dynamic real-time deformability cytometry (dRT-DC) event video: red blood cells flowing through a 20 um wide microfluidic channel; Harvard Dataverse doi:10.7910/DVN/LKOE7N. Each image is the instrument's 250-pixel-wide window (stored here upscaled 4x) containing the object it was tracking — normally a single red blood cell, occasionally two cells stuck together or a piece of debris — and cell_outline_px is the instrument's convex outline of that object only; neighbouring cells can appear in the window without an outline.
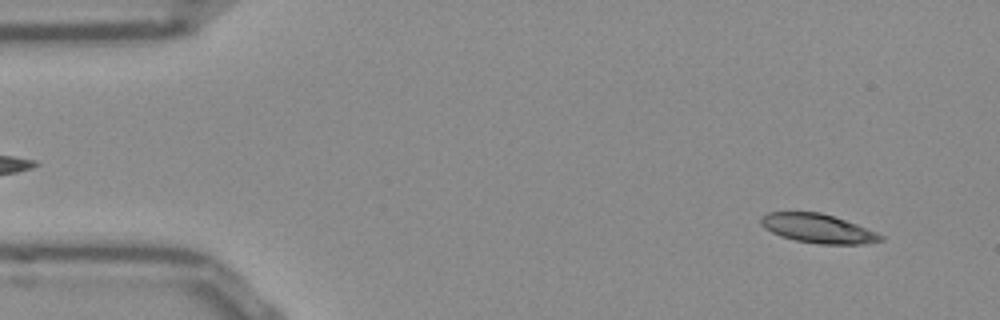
{"species": "Egyptian fruit bat (a non-hibernating species)", "species_latin": "Rousettus aegyptiacus", "temperature_condition": "room temperature", "stored_images_in_passage": 51, "camera_frame_rate_fps": 3000, "um_per_image_px": 0.085, "frame": {"image": 1, "passage_image": 3, "time_ms": 0.667, "image_size_px": [1000, 320], "cell_outline_px": [[884, 240], [860, 244], [820, 244], [796, 240], [780, 236], [764, 228], [760, 224], [760, 216], [768, 212], [820, 212], [856, 224], [876, 232], [884, 236]], "centroid_in_image_um": [69.48, 19.42], "position_along_channel_um": 15.5, "area_um2": 20.11}}
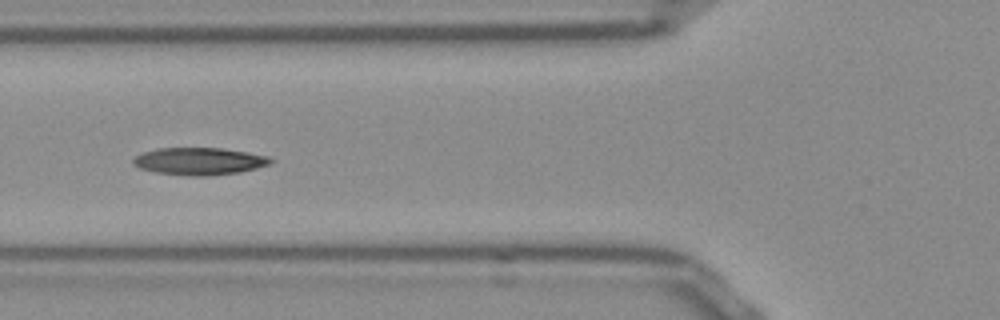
{"frame": {"image": 2, "passage_image": 18, "time_ms": 5.667, "image_size_px": [1000, 320], "cell_outline_px": [[272, 164], [240, 172], [208, 176], [192, 176], [156, 172], [140, 168], [132, 164], [132, 160], [136, 156], [144, 152], [160, 148], [220, 148], [248, 152], [268, 156], [272, 160]], "centroid_in_image_um": [16.96, 13.71], "position_along_channel_um": 108.8, "area_um2": 21.79}}
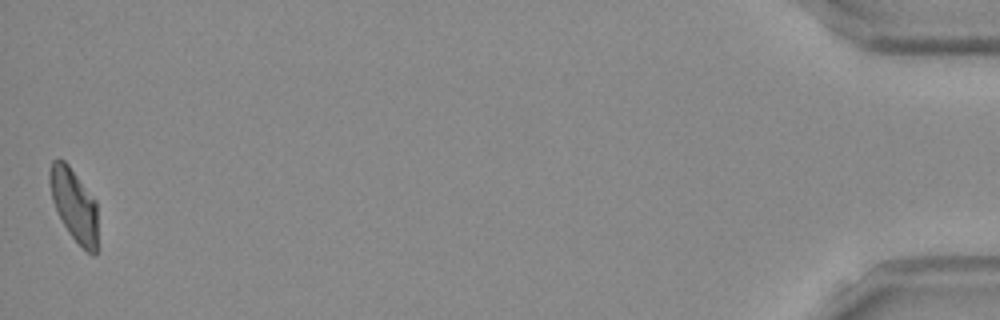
{"frame": {"image": 3, "passage_image": 51, "time_ms": 16.667, "image_size_px": [1000, 320], "cell_outline_px": [[96, 256], [92, 256], [68, 232], [52, 200], [48, 180], [48, 172], [52, 160], [64, 160], [68, 164], [96, 200]], "centroid_in_image_um": [6.28, 17.37], "position_along_channel_um": 428.9, "area_um2": 20.0}, "authors_computed_cell_mechanics": {"area_um2": 21.2126, "velocity_mm_per_s": 3.8119, "shape_relaxation_time_tau1_ms": 4.1938, "shape_relaxation_time_tau2_ms": 2.4586, "deformation_change_tau1": 0.178, "deformation_change_tau2": 0.0907}}